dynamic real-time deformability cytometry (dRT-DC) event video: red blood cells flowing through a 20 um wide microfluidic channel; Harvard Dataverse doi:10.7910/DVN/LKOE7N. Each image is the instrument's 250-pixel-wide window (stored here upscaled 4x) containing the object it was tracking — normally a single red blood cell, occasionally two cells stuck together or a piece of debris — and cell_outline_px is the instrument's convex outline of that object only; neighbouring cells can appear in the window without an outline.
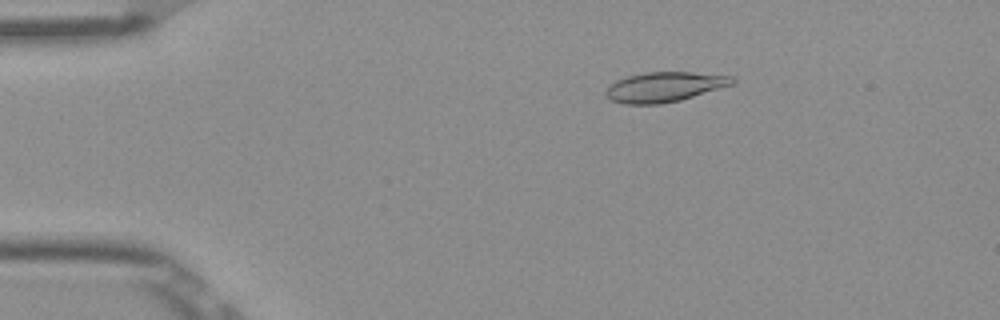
{"species": "Egyptian fruit bat (a non-hibernating species)", "species_latin": "Rousettus aegyptiacus", "temperature_condition": "room temperature", "stored_images_in_passage": 52, "camera_frame_rate_fps": 3000, "um_per_image_px": 0.085, "frame": {"image": 1, "passage_image": 9, "time_ms": 2.667, "image_size_px": [1000, 320], "cell_outline_px": [[736, 80], [732, 84], [680, 100], [660, 104], [624, 104], [612, 100], [604, 92], [616, 80], [628, 76], [644, 72], [692, 72], [732, 76]], "centroid_in_image_um": [56.47, 7.38], "position_along_channel_um": 28.5, "area_um2": 21.73}}
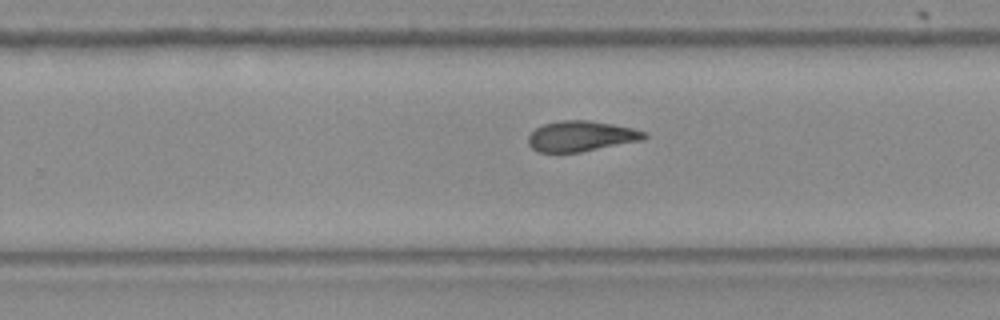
{"frame": {"image": 2, "passage_image": 33, "time_ms": 10.667, "image_size_px": [1000, 320], "cell_outline_px": [[648, 136], [644, 140], [580, 152], [540, 152], [532, 148], [528, 144], [528, 136], [536, 128], [544, 124], [560, 120], [588, 120], [612, 124], [632, 128], [648, 132]], "centroid_in_image_um": [49.42, 11.57], "position_along_channel_um": 280.4, "area_um2": 20.63}}
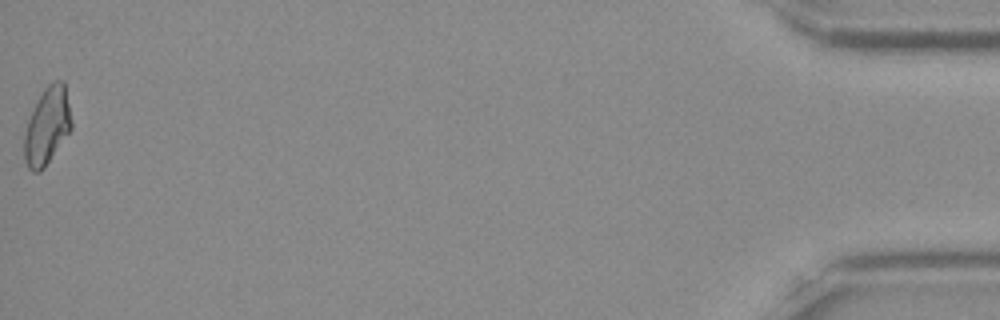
{"frame": {"image": 3, "passage_image": 52, "time_ms": 17.0, "image_size_px": [1000, 320], "cell_outline_px": [[72, 128], [44, 168], [40, 172], [32, 172], [28, 168], [24, 160], [24, 136], [28, 120], [36, 100], [44, 88], [52, 80], [64, 80], [72, 120]], "centroid_in_image_um": [4.0, 10.69], "position_along_channel_um": 431.2, "area_um2": 21.39}, "authors_computed_cell_mechanics": {"area_um2": 21.3282, "velocity_mm_per_s": 3.9061, "shape_relaxation_time_tau1_ms": null, "shape_relaxation_time_tau2_ms": 3.5337, "deformation_change_tau1": null, "deformation_change_tau2": 0.0938}}